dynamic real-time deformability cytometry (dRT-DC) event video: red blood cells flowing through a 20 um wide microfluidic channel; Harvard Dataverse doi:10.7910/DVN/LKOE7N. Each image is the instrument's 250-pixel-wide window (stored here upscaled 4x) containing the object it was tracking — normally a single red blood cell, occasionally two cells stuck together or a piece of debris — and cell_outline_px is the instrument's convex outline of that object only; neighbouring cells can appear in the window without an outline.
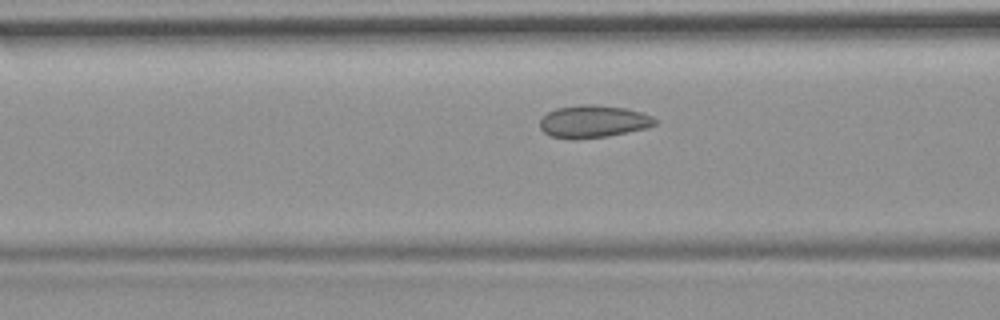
{"species": "common noctule bat (a hibernating species)", "species_latin": "Nyctalus noctula", "temperature_condition": "room temperature", "stored_images_in_passage": 27, "camera_frame_rate_fps": 3000, "um_per_image_px": 0.085, "animal": {"sex": "female", "body_mass_g": 19.9}, "frame": {"image": 1, "passage_image": 5, "time_ms": 1.333, "image_size_px": [1000, 320], "cell_outline_px": [[656, 124], [648, 128], [608, 136], [576, 140], [552, 136], [544, 132], [540, 128], [540, 120], [548, 112], [556, 108], [580, 104], [592, 104], [624, 108], [640, 112], [652, 116], [656, 120]], "centroid_in_image_um": [50.42, 10.33], "position_along_channel_um": 116.2, "area_um2": 21.79}}